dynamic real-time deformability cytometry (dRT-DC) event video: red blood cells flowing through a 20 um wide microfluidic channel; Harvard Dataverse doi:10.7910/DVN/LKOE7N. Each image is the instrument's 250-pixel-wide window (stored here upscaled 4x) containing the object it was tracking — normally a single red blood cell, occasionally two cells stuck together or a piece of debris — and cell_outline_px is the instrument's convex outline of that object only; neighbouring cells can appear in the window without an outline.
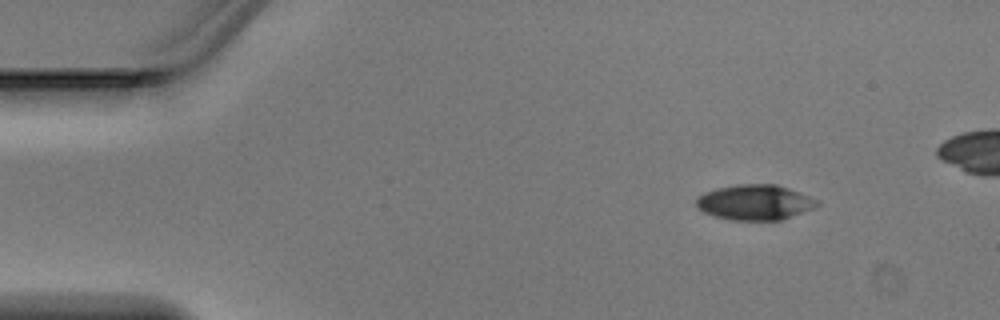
{"species": "Egyptian fruit bat (a non-hibernating species)", "species_latin": "Rousettus aegyptiacus", "temperature_condition": "warm", "stored_images_in_passage": 4, "camera_frame_rate_fps": 3000, "um_per_image_px": 0.085, "animal": {"sex": "male"}, "frame": {"image": 1, "passage_image": 1, "time_ms": 0.0, "image_size_px": [1000, 320], "cell_outline_px": [[820, 204], [812, 208], [780, 220], [732, 220], [716, 216], [704, 212], [696, 208], [696, 196], [704, 192], [716, 188], [740, 184], [776, 184], [800, 192], [820, 200]], "centroid_in_image_um": [64.14, 17.19], "position_along_channel_um": 20.9, "area_um2": 24.85}}